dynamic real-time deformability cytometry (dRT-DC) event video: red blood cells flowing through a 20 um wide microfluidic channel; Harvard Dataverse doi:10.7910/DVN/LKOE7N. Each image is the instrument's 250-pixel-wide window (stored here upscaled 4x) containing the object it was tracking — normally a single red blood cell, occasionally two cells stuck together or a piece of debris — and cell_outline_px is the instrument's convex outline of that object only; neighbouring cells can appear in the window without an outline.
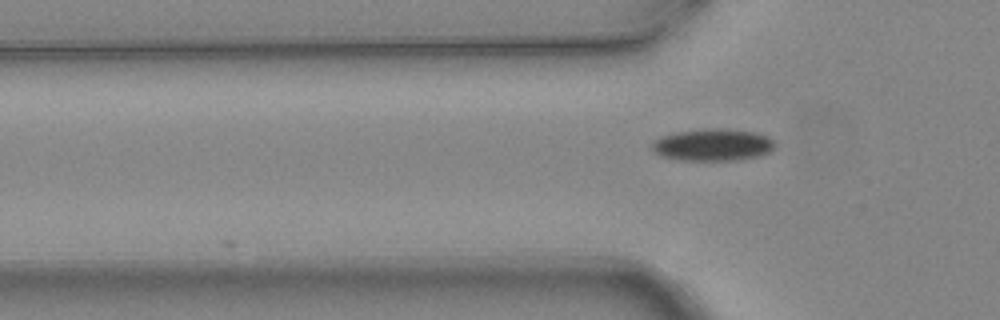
{"species": "common noctule bat (a hibernating species)", "species_latin": "Nyctalus noctula", "temperature_condition": "warm", "stored_images_in_passage": 5, "camera_frame_rate_fps": 3000, "um_per_image_px": 0.085, "animal": {"sex": "female", "body_mass_g": 24.6, "forearm_length_mm": 56.2}, "frame": {"image": 1, "passage_image": 5, "time_ms": 1.333, "image_size_px": [1000, 320], "cell_outline_px": [[776, 148], [772, 152], [760, 156], [740, 160], [680, 160], [660, 156], [652, 148], [652, 144], [660, 136], [676, 132], [704, 128], [724, 128], [756, 132], [768, 136], [776, 144]], "centroid_in_image_um": [60.65, 12.31], "position_along_channel_um": 65.2, "area_um2": 23.35}}